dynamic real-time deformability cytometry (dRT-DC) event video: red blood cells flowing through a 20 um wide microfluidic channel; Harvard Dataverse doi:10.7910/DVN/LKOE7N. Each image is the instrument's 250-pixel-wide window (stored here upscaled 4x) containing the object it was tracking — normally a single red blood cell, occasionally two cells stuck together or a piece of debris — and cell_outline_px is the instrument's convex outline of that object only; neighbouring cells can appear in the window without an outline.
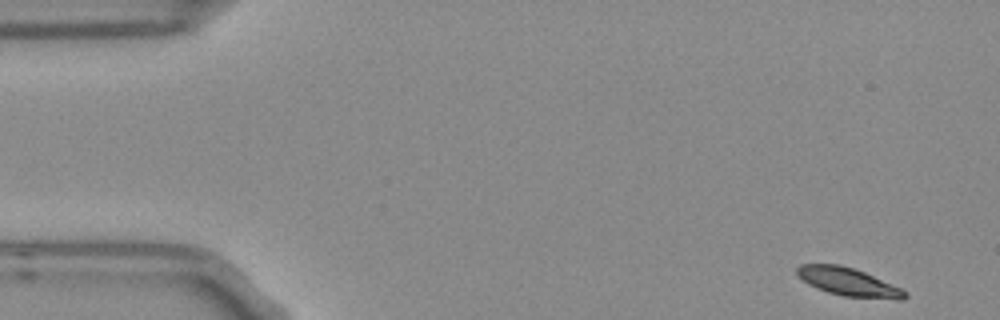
{"species": "Egyptian fruit bat (a non-hibernating species)", "species_latin": "Rousettus aegyptiacus", "temperature_condition": "room temperature", "stored_images_in_passage": 7, "camera_frame_rate_fps": 3000, "um_per_image_px": 0.085, "frame": {"image": 1, "passage_image": 1, "time_ms": 0.0, "image_size_px": [1000, 320], "cell_outline_px": [[908, 296], [904, 300], [896, 300], [844, 296], [828, 292], [816, 288], [808, 284], [796, 276], [796, 268], [800, 264], [840, 264], [864, 272], [900, 288], [908, 292]], "centroid_in_image_um": [72.1, 23.97], "position_along_channel_um": 12.9, "area_um2": 17.8}}
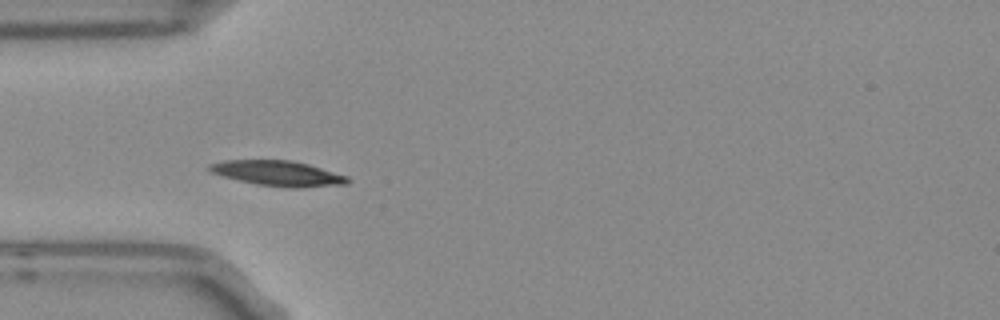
{"frame": {"image": 2, "passage_image": 4, "time_ms": 1.0, "image_size_px": [1000, 320], "cell_outline_px": [[352, 180], [348, 184], [300, 188], [284, 188], [256, 184], [208, 172], [208, 164], [224, 160], [292, 160], [308, 164], [348, 176]], "centroid_in_image_um": [23.65, 14.74], "position_along_channel_um": 61.3, "area_um2": 20.52}}
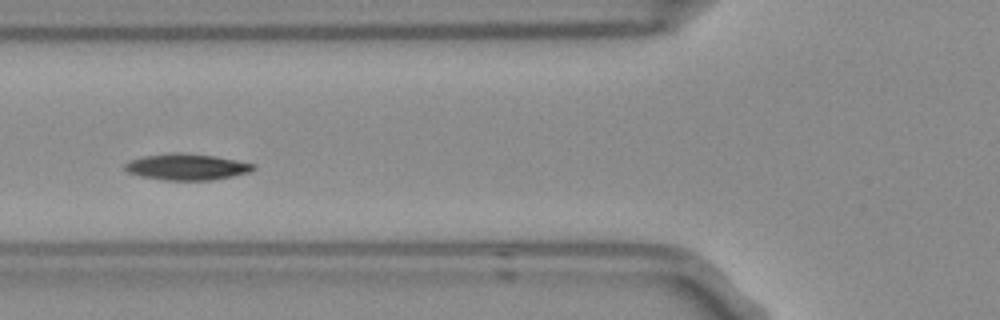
{"frame": {"image": 3, "passage_image": 5, "time_ms": 1.333, "image_size_px": [1000, 320], "cell_outline_px": [[256, 168], [248, 172], [232, 176], [212, 180], [164, 180], [140, 176], [128, 172], [124, 168], [124, 164], [132, 160], [144, 156], [172, 152], [184, 152], [216, 156], [256, 164]], "centroid_in_image_um": [15.88, 14.18], "position_along_channel_um": 109.9, "area_um2": 19.71}}